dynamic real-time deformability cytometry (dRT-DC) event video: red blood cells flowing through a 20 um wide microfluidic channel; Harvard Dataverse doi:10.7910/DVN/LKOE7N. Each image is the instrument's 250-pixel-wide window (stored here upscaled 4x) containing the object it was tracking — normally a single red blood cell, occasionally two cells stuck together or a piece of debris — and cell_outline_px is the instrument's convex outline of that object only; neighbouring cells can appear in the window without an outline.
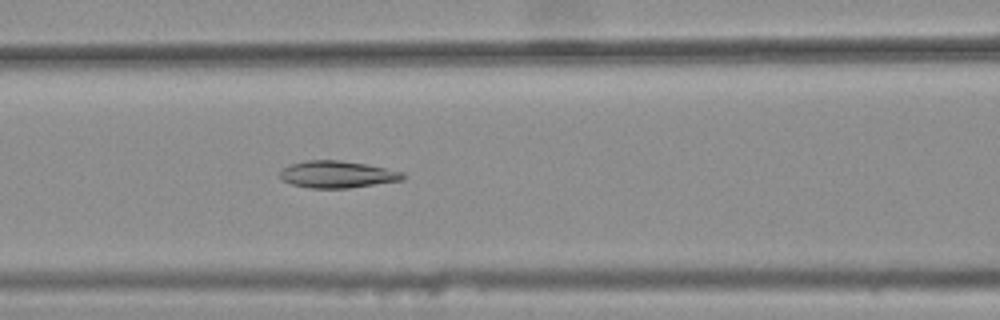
{"species": "common noctule bat (a hibernating species)", "species_latin": "Nyctalus noctula", "temperature_condition": "warm", "stored_images_in_passage": 30, "camera_frame_rate_fps": 3000, "um_per_image_px": 0.085, "animal": {"sex": "female", "body_mass_g": 25.1}, "frame": {"image": 1, "passage_image": 10, "time_ms": 3.0, "image_size_px": [1000, 320], "cell_outline_px": [[404, 180], [348, 188], [308, 188], [292, 184], [284, 180], [280, 176], [280, 172], [284, 168], [292, 164], [308, 160], [336, 160], [368, 164], [404, 172]], "centroid_in_image_um": [28.71, 14.82], "position_along_channel_um": 137.9, "area_um2": 19.19}}
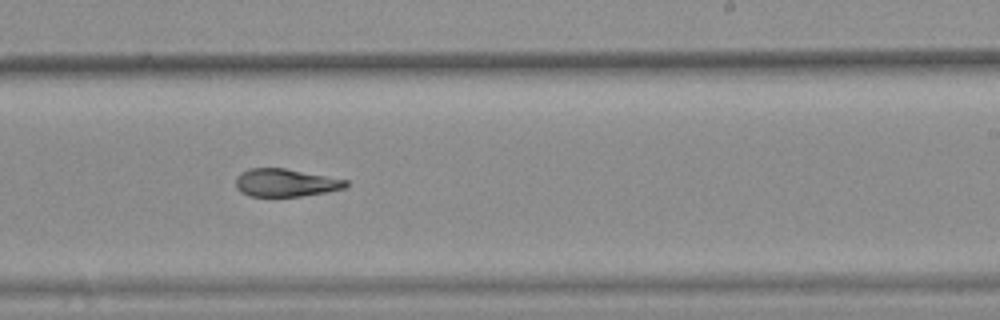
{"frame": {"image": 2, "passage_image": 20, "time_ms": 6.333, "image_size_px": [1000, 320], "cell_outline_px": [[348, 184], [344, 188], [328, 192], [300, 196], [248, 196], [240, 192], [236, 188], [236, 176], [240, 172], [248, 168], [284, 168], [348, 180]], "centroid_in_image_um": [24.23, 15.53], "position_along_channel_um": 264.8, "area_um2": 17.92}}
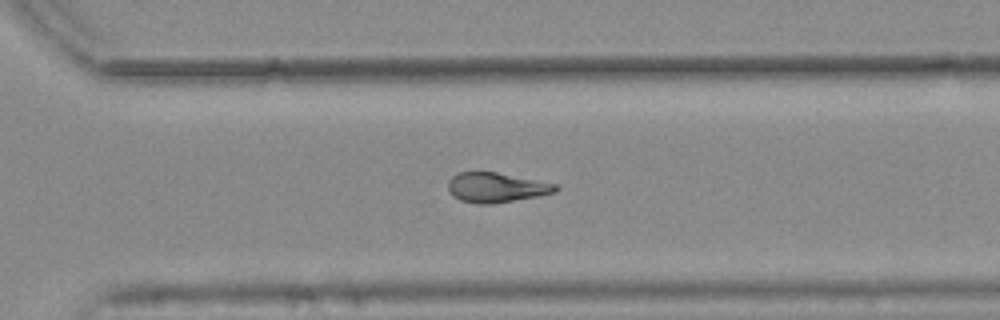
{"frame": {"image": 3, "passage_image": 25, "time_ms": 8.0, "image_size_px": [1000, 320], "cell_outline_px": [[560, 188], [556, 192], [536, 196], [492, 204], [476, 204], [460, 200], [452, 196], [448, 192], [448, 180], [452, 176], [460, 172], [496, 172], [556, 184]], "centroid_in_image_um": [42.14, 15.94], "position_along_channel_um": 328.5, "area_um2": 18.61}, "authors_computed_cell_mechanics": {"area_um2": 18.9006, "velocity_mm_per_s": 3.8157, "shape_relaxation_time_tau1_ms": null, "shape_relaxation_time_tau2_ms": 2.7138, "deformation_change_tau1": null, "deformation_change_tau2": 0.0793}}